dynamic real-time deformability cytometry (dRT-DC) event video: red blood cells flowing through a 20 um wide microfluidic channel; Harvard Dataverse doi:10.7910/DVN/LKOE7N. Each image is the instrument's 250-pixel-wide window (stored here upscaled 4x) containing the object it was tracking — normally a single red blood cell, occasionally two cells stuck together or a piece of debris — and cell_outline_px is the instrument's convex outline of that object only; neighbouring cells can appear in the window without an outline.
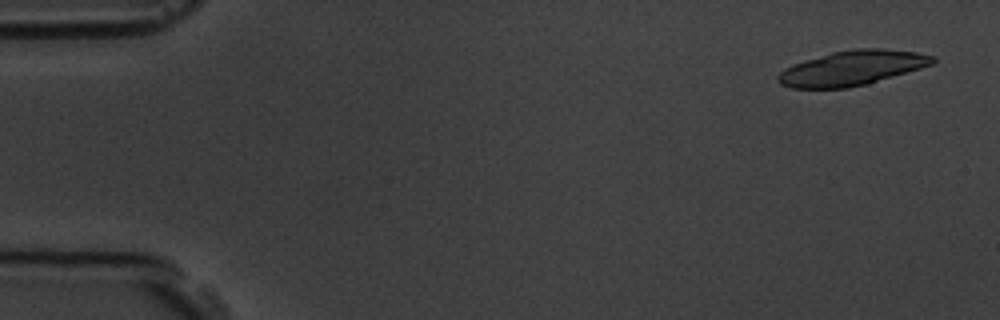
{"species": "common noctule bat (a hibernating species)", "species_latin": "Nyctalus noctula", "temperature_condition": "room temperature", "stored_images_in_passage": 7, "camera_frame_rate_fps": 3000, "um_per_image_px": 0.085, "animal": {"sex": "male", "body_mass_g": 19.5, "forearm_length_mm": 54.6}, "frame": {"image": 1, "passage_image": 1, "time_ms": 0.0, "image_size_px": [1000, 320], "cell_outline_px": [[936, 60], [932, 64], [920, 68], [868, 84], [848, 88], [792, 88], [780, 84], [776, 80], [776, 76], [784, 68], [792, 64], [804, 60], [832, 52], [856, 48], [880, 48], [916, 52], [936, 56]], "centroid_in_image_um": [72.4, 5.78], "position_along_channel_um": 12.6, "area_um2": 31.44}}
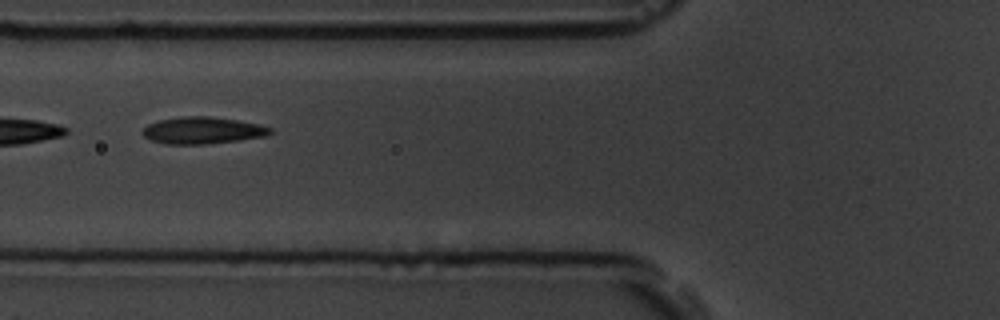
{"frame": {"image": 2, "passage_image": 6, "time_ms": 6.0, "image_size_px": [1000, 320], "cell_outline_px": [[272, 132], [268, 136], [240, 140], [204, 144], [164, 144], [152, 140], [144, 136], [140, 132], [148, 124], [160, 120], [184, 116], [208, 116], [236, 120], [260, 124], [272, 128]], "centroid_in_image_um": [17.24, 11.09], "position_along_channel_um": 108.6, "area_um2": 20.0}}
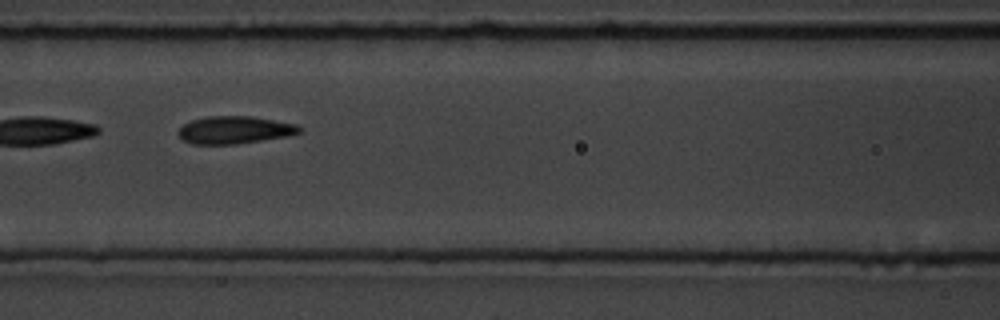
{"frame": {"image": 3, "passage_image": 7, "time_ms": 7.0, "image_size_px": [1000, 320], "cell_outline_px": [[300, 132], [288, 136], [236, 144], [192, 144], [184, 140], [176, 132], [184, 124], [192, 120], [208, 116], [248, 116], [296, 124], [300, 128]], "centroid_in_image_um": [19.91, 11.05], "position_along_channel_um": 146.7, "area_um2": 19.19}}